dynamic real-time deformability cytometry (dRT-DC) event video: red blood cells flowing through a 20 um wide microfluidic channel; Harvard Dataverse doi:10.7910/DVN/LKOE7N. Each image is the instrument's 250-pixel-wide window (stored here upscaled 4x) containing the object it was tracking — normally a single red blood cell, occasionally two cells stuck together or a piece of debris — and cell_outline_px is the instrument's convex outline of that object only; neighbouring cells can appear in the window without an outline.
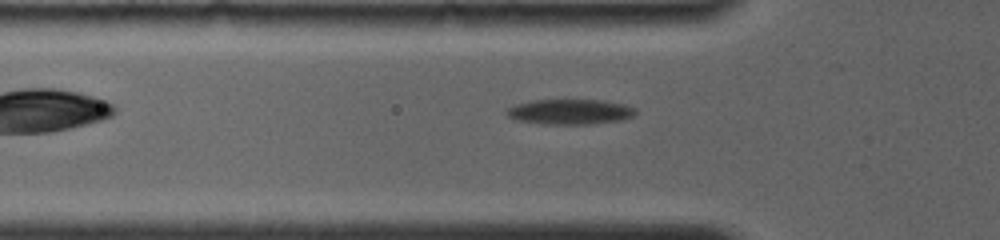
{"species": "common noctule bat (a hibernating species)", "species_latin": "Nyctalus noctula", "temperature_condition": "room temperature", "stored_images_in_passage": 36, "camera_frame_rate_fps": 4000, "um_per_image_px": 0.085, "animal": {"sex": "female", "body_mass_g": 19.0, "forearm_length_mm": 56.7}, "frame": {"image": 1, "passage_image": 2, "time_ms": 0.25, "image_size_px": [1000, 240], "cell_outline_px": [[636, 112], [632, 116], [624, 120], [596, 124], [540, 124], [516, 120], [508, 116], [504, 112], [508, 108], [516, 104], [532, 100], [604, 100], [624, 104], [636, 108]], "centroid_in_image_um": [48.46, 9.51], "position_along_channel_um": 77.3, "area_um2": 19.19}}
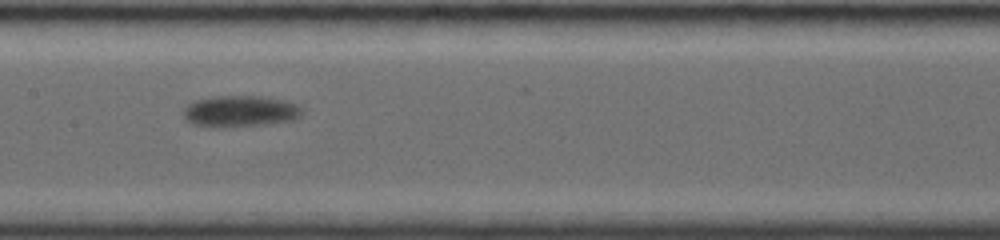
{"frame": {"image": 2, "passage_image": 14, "time_ms": 3.25, "image_size_px": [1000, 240], "cell_outline_px": [[304, 112], [296, 120], [268, 124], [192, 124], [184, 116], [184, 108], [188, 104], [196, 100], [212, 96], [260, 96], [284, 100], [296, 104], [304, 108]], "centroid_in_image_um": [20.52, 9.4], "position_along_channel_um": 186.9, "area_um2": 20.87}}
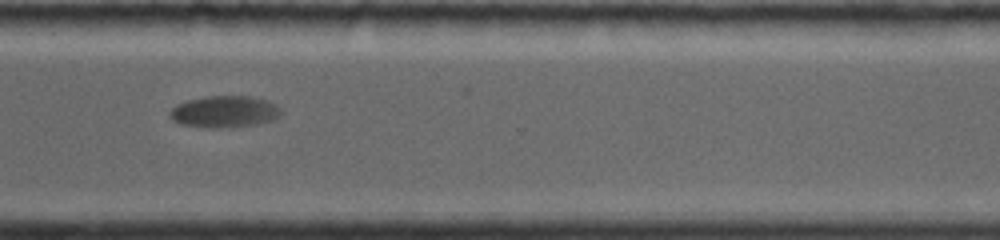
{"frame": {"image": 3, "passage_image": 32, "time_ms": 7.75, "image_size_px": [1000, 240], "cell_outline_px": [[280, 116], [272, 120], [256, 124], [228, 128], [212, 128], [180, 124], [172, 120], [168, 116], [168, 112], [176, 104], [188, 100], [204, 96], [248, 96], [268, 100], [276, 104], [280, 108]], "centroid_in_image_um": [19.05, 9.49], "position_along_channel_um": 351.5, "area_um2": 20.75}}